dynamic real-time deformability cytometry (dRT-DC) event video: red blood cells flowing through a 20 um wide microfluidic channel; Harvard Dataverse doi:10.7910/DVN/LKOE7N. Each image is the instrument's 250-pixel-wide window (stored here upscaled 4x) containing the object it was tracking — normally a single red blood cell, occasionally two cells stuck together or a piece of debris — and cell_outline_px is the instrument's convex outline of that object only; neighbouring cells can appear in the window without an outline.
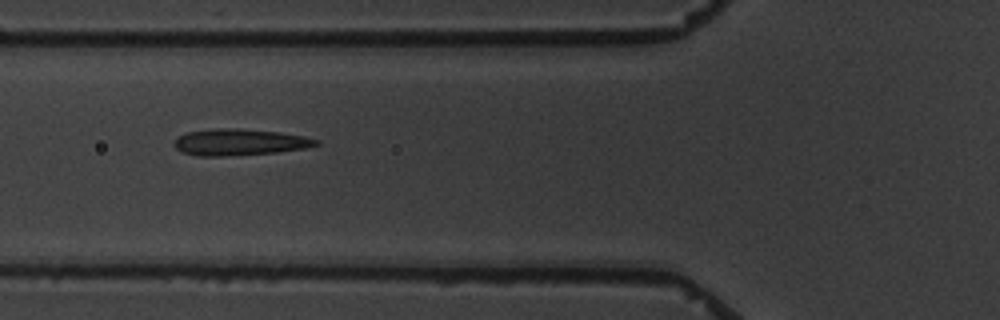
{"species": "common noctule bat (a hibernating species)", "species_latin": "Nyctalus noctula", "temperature_condition": "warm", "stored_images_in_passage": 4, "camera_frame_rate_fps": 3000, "um_per_image_px": 0.085, "animal": {"sex": "male", "body_mass_g": 19.5, "forearm_length_mm": 54.6}, "frame": {"image": 1, "passage_image": 3, "time_ms": 3.333, "image_size_px": [1000, 320], "cell_outline_px": [[320, 144], [308, 148], [276, 152], [224, 156], [196, 156], [184, 152], [176, 148], [172, 144], [184, 132], [216, 128], [240, 128], [280, 132], [304, 136], [320, 140]], "centroid_in_image_um": [20.39, 12.07], "position_along_channel_um": 105.4, "area_um2": 22.02}}
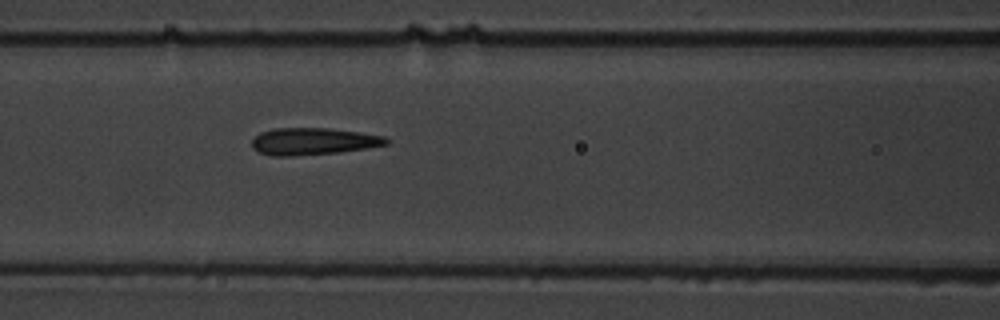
{"frame": {"image": 2, "passage_image": 4, "time_ms": 4.333, "image_size_px": [1000, 320], "cell_outline_px": [[392, 140], [388, 144], [368, 148], [340, 152], [292, 156], [272, 156], [260, 152], [252, 148], [252, 140], [260, 132], [276, 128], [328, 128], [384, 136]], "centroid_in_image_um": [26.63, 12.02], "position_along_channel_um": 140.0, "area_um2": 21.15}}